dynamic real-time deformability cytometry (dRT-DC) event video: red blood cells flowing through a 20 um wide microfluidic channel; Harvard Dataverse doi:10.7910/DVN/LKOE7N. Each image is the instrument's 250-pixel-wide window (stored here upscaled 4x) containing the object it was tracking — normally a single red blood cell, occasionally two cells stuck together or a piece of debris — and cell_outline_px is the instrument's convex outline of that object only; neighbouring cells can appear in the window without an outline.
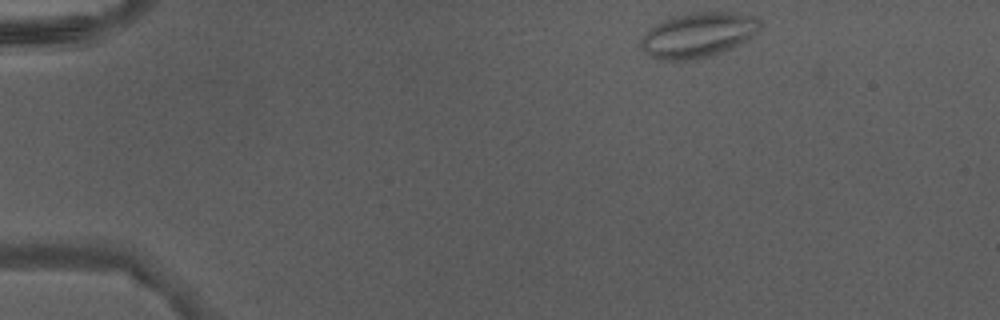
{"species": "Egyptian fruit bat (a non-hibernating species)", "species_latin": "Rousettus aegyptiacus", "temperature_condition": "warm", "stored_images_in_passage": 40, "camera_frame_rate_fps": 3000, "um_per_image_px": 0.085, "animal": {"sex": "male"}, "frame": {"image": 1, "passage_image": 1, "time_ms": 0.0, "image_size_px": [1000, 320], "cell_outline_px": [[760, 28], [748, 40], [720, 52], [696, 60], [660, 60], [652, 56], [640, 48], [640, 40], [648, 28], [672, 16], [688, 12], [732, 12], [756, 16], [760, 20]], "centroid_in_image_um": [59.32, 2.96], "position_along_channel_um": 25.7, "area_um2": 31.27}}
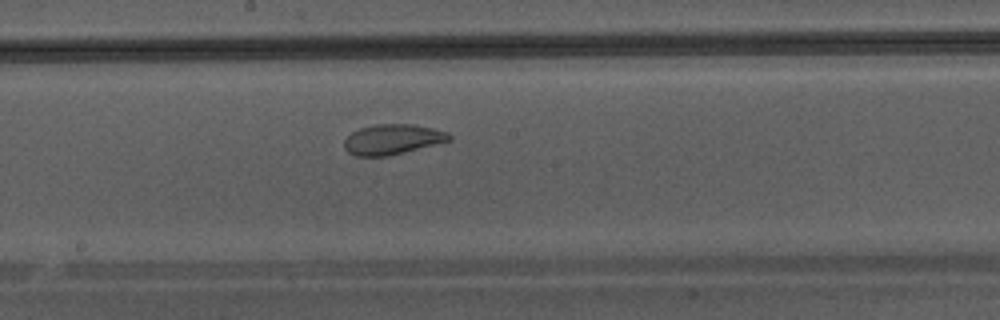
{"frame": {"image": 2, "passage_image": 20, "time_ms": 6.333, "image_size_px": [1000, 320], "cell_outline_px": [[452, 140], [388, 156], [356, 156], [348, 152], [344, 148], [344, 140], [352, 132], [360, 128], [376, 124], [412, 124], [432, 128], [448, 132], [452, 136]], "centroid_in_image_um": [33.36, 11.84], "position_along_channel_um": 214.8, "area_um2": 18.44}}
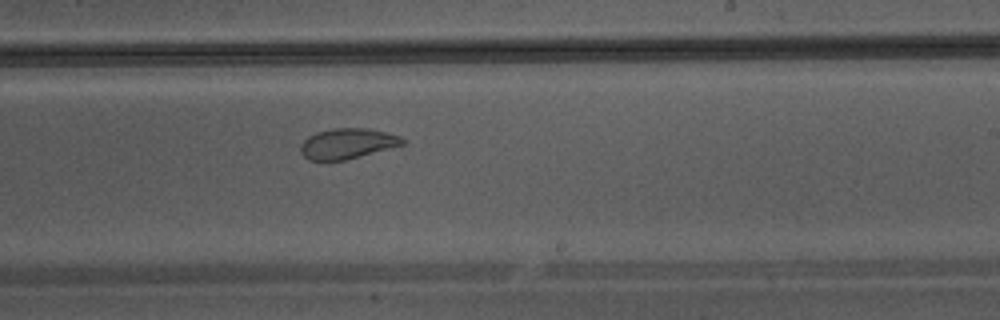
{"frame": {"image": 3, "passage_image": 23, "time_ms": 7.333, "image_size_px": [1000, 320], "cell_outline_px": [[404, 144], [344, 160], [308, 160], [300, 152], [300, 144], [308, 136], [316, 132], [332, 128], [368, 128], [400, 136], [404, 140]], "centroid_in_image_um": [29.47, 12.19], "position_along_channel_um": 259.5, "area_um2": 17.86}}